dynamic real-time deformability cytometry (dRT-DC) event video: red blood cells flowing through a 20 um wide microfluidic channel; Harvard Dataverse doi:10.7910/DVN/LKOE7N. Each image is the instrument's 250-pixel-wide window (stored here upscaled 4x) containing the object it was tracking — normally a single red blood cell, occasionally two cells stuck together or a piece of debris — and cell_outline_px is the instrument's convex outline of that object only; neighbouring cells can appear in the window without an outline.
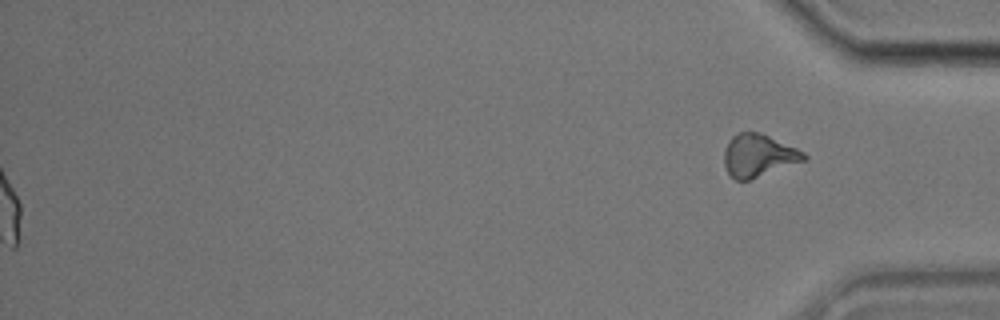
{"species": "common noctule bat (a hibernating species)", "species_latin": "Nyctalus noctula", "temperature_condition": "cold", "stored_images_in_passage": 57, "segment_of_instrument_passage": [2, 2], "camera_frame_rate_fps": 3000, "um_per_image_px": 0.085, "animal": {"sex": "male", "body_mass_g": 17.9}, "frame": {"image": 1, "passage_image": 57, "time_ms": 18.667, "image_size_px": [1000, 320], "cell_outline_px": [[808, 160], [748, 180], [736, 180], [728, 172], [724, 164], [724, 148], [728, 140], [732, 136], [740, 132], [760, 132], [796, 148], [804, 152], [808, 156]], "centroid_in_image_um": [64.48, 13.21], "position_along_channel_um": 370.7, "area_um2": 19.83}}